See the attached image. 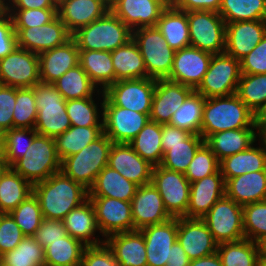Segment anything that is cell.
<instances>
[{"instance_id": "33", "label": "cell", "mask_w": 266, "mask_h": 266, "mask_svg": "<svg viewBox=\"0 0 266 266\" xmlns=\"http://www.w3.org/2000/svg\"><path fill=\"white\" fill-rule=\"evenodd\" d=\"M156 27L173 50L190 46L187 12L178 10L171 3L162 12Z\"/></svg>"}, {"instance_id": "5", "label": "cell", "mask_w": 266, "mask_h": 266, "mask_svg": "<svg viewBox=\"0 0 266 266\" xmlns=\"http://www.w3.org/2000/svg\"><path fill=\"white\" fill-rule=\"evenodd\" d=\"M37 119L34 130L38 135L55 138L71 127L66 112V100L53 84L39 82L33 86Z\"/></svg>"}, {"instance_id": "28", "label": "cell", "mask_w": 266, "mask_h": 266, "mask_svg": "<svg viewBox=\"0 0 266 266\" xmlns=\"http://www.w3.org/2000/svg\"><path fill=\"white\" fill-rule=\"evenodd\" d=\"M110 7L103 0H66L57 16L72 35L77 30L103 17Z\"/></svg>"}, {"instance_id": "6", "label": "cell", "mask_w": 266, "mask_h": 266, "mask_svg": "<svg viewBox=\"0 0 266 266\" xmlns=\"http://www.w3.org/2000/svg\"><path fill=\"white\" fill-rule=\"evenodd\" d=\"M11 168L32 185L61 171V160L52 137L37 135L23 157Z\"/></svg>"}, {"instance_id": "60", "label": "cell", "mask_w": 266, "mask_h": 266, "mask_svg": "<svg viewBox=\"0 0 266 266\" xmlns=\"http://www.w3.org/2000/svg\"><path fill=\"white\" fill-rule=\"evenodd\" d=\"M17 47V35L12 18L0 7V60Z\"/></svg>"}, {"instance_id": "24", "label": "cell", "mask_w": 266, "mask_h": 266, "mask_svg": "<svg viewBox=\"0 0 266 266\" xmlns=\"http://www.w3.org/2000/svg\"><path fill=\"white\" fill-rule=\"evenodd\" d=\"M146 244L147 266H165L170 250L177 241L178 218L139 230Z\"/></svg>"}, {"instance_id": "49", "label": "cell", "mask_w": 266, "mask_h": 266, "mask_svg": "<svg viewBox=\"0 0 266 266\" xmlns=\"http://www.w3.org/2000/svg\"><path fill=\"white\" fill-rule=\"evenodd\" d=\"M25 236L33 237L40 227L43 216L38 199L34 194L21 202L9 213Z\"/></svg>"}, {"instance_id": "56", "label": "cell", "mask_w": 266, "mask_h": 266, "mask_svg": "<svg viewBox=\"0 0 266 266\" xmlns=\"http://www.w3.org/2000/svg\"><path fill=\"white\" fill-rule=\"evenodd\" d=\"M81 266H119L113 252L102 243L86 246L82 255Z\"/></svg>"}, {"instance_id": "63", "label": "cell", "mask_w": 266, "mask_h": 266, "mask_svg": "<svg viewBox=\"0 0 266 266\" xmlns=\"http://www.w3.org/2000/svg\"><path fill=\"white\" fill-rule=\"evenodd\" d=\"M10 4L4 0L0 7L2 9H44V8H54L49 0H8ZM12 6V7H11ZM14 7V8H13Z\"/></svg>"}, {"instance_id": "62", "label": "cell", "mask_w": 266, "mask_h": 266, "mask_svg": "<svg viewBox=\"0 0 266 266\" xmlns=\"http://www.w3.org/2000/svg\"><path fill=\"white\" fill-rule=\"evenodd\" d=\"M191 133L184 129L172 126L170 124H162V145H176L183 144V141L186 140Z\"/></svg>"}, {"instance_id": "1", "label": "cell", "mask_w": 266, "mask_h": 266, "mask_svg": "<svg viewBox=\"0 0 266 266\" xmlns=\"http://www.w3.org/2000/svg\"><path fill=\"white\" fill-rule=\"evenodd\" d=\"M45 219L63 220L72 210L88 200L89 190L62 171L33 185Z\"/></svg>"}, {"instance_id": "47", "label": "cell", "mask_w": 266, "mask_h": 266, "mask_svg": "<svg viewBox=\"0 0 266 266\" xmlns=\"http://www.w3.org/2000/svg\"><path fill=\"white\" fill-rule=\"evenodd\" d=\"M236 95L256 115L266 103V73L241 74Z\"/></svg>"}, {"instance_id": "11", "label": "cell", "mask_w": 266, "mask_h": 266, "mask_svg": "<svg viewBox=\"0 0 266 266\" xmlns=\"http://www.w3.org/2000/svg\"><path fill=\"white\" fill-rule=\"evenodd\" d=\"M102 93V121L103 133H105L113 143H129L150 120L148 114L138 113L130 109L115 106Z\"/></svg>"}, {"instance_id": "46", "label": "cell", "mask_w": 266, "mask_h": 266, "mask_svg": "<svg viewBox=\"0 0 266 266\" xmlns=\"http://www.w3.org/2000/svg\"><path fill=\"white\" fill-rule=\"evenodd\" d=\"M6 266H45L44 248L34 237L25 236L12 250L0 257Z\"/></svg>"}, {"instance_id": "48", "label": "cell", "mask_w": 266, "mask_h": 266, "mask_svg": "<svg viewBox=\"0 0 266 266\" xmlns=\"http://www.w3.org/2000/svg\"><path fill=\"white\" fill-rule=\"evenodd\" d=\"M37 119L36 99L33 87L16 88L13 111V128L34 129Z\"/></svg>"}, {"instance_id": "21", "label": "cell", "mask_w": 266, "mask_h": 266, "mask_svg": "<svg viewBox=\"0 0 266 266\" xmlns=\"http://www.w3.org/2000/svg\"><path fill=\"white\" fill-rule=\"evenodd\" d=\"M108 166L138 186L152 181L154 166L137 154L129 143H113Z\"/></svg>"}, {"instance_id": "23", "label": "cell", "mask_w": 266, "mask_h": 266, "mask_svg": "<svg viewBox=\"0 0 266 266\" xmlns=\"http://www.w3.org/2000/svg\"><path fill=\"white\" fill-rule=\"evenodd\" d=\"M266 34V20L226 23L224 53L241 60Z\"/></svg>"}, {"instance_id": "15", "label": "cell", "mask_w": 266, "mask_h": 266, "mask_svg": "<svg viewBox=\"0 0 266 266\" xmlns=\"http://www.w3.org/2000/svg\"><path fill=\"white\" fill-rule=\"evenodd\" d=\"M91 201L99 233L105 238L111 234L135 231L131 202L110 197H88Z\"/></svg>"}, {"instance_id": "8", "label": "cell", "mask_w": 266, "mask_h": 266, "mask_svg": "<svg viewBox=\"0 0 266 266\" xmlns=\"http://www.w3.org/2000/svg\"><path fill=\"white\" fill-rule=\"evenodd\" d=\"M190 46L213 55L225 51L226 23L215 11H188Z\"/></svg>"}, {"instance_id": "44", "label": "cell", "mask_w": 266, "mask_h": 266, "mask_svg": "<svg viewBox=\"0 0 266 266\" xmlns=\"http://www.w3.org/2000/svg\"><path fill=\"white\" fill-rule=\"evenodd\" d=\"M53 85L66 101L93 97L97 88L80 64L68 70Z\"/></svg>"}, {"instance_id": "18", "label": "cell", "mask_w": 266, "mask_h": 266, "mask_svg": "<svg viewBox=\"0 0 266 266\" xmlns=\"http://www.w3.org/2000/svg\"><path fill=\"white\" fill-rule=\"evenodd\" d=\"M212 55L193 46L176 51L172 71L167 80L181 83L195 90L208 70Z\"/></svg>"}, {"instance_id": "51", "label": "cell", "mask_w": 266, "mask_h": 266, "mask_svg": "<svg viewBox=\"0 0 266 266\" xmlns=\"http://www.w3.org/2000/svg\"><path fill=\"white\" fill-rule=\"evenodd\" d=\"M245 238L257 243L266 236V200L243 206Z\"/></svg>"}, {"instance_id": "41", "label": "cell", "mask_w": 266, "mask_h": 266, "mask_svg": "<svg viewBox=\"0 0 266 266\" xmlns=\"http://www.w3.org/2000/svg\"><path fill=\"white\" fill-rule=\"evenodd\" d=\"M204 143L201 135L191 134L183 144L162 145L163 158L160 166L185 173L195 153Z\"/></svg>"}, {"instance_id": "30", "label": "cell", "mask_w": 266, "mask_h": 266, "mask_svg": "<svg viewBox=\"0 0 266 266\" xmlns=\"http://www.w3.org/2000/svg\"><path fill=\"white\" fill-rule=\"evenodd\" d=\"M225 180V195L239 205L266 200V170L245 173Z\"/></svg>"}, {"instance_id": "27", "label": "cell", "mask_w": 266, "mask_h": 266, "mask_svg": "<svg viewBox=\"0 0 266 266\" xmlns=\"http://www.w3.org/2000/svg\"><path fill=\"white\" fill-rule=\"evenodd\" d=\"M105 243L119 266H147L146 244L139 230L111 234Z\"/></svg>"}, {"instance_id": "9", "label": "cell", "mask_w": 266, "mask_h": 266, "mask_svg": "<svg viewBox=\"0 0 266 266\" xmlns=\"http://www.w3.org/2000/svg\"><path fill=\"white\" fill-rule=\"evenodd\" d=\"M241 74L239 60L225 53L212 55L208 70L195 91L204 98L236 94Z\"/></svg>"}, {"instance_id": "17", "label": "cell", "mask_w": 266, "mask_h": 266, "mask_svg": "<svg viewBox=\"0 0 266 266\" xmlns=\"http://www.w3.org/2000/svg\"><path fill=\"white\" fill-rule=\"evenodd\" d=\"M170 0H113L110 11L132 31L156 26Z\"/></svg>"}, {"instance_id": "4", "label": "cell", "mask_w": 266, "mask_h": 266, "mask_svg": "<svg viewBox=\"0 0 266 266\" xmlns=\"http://www.w3.org/2000/svg\"><path fill=\"white\" fill-rule=\"evenodd\" d=\"M112 140L103 133L78 153L61 161V171L86 189H90L100 171L108 165Z\"/></svg>"}, {"instance_id": "59", "label": "cell", "mask_w": 266, "mask_h": 266, "mask_svg": "<svg viewBox=\"0 0 266 266\" xmlns=\"http://www.w3.org/2000/svg\"><path fill=\"white\" fill-rule=\"evenodd\" d=\"M67 235L63 220L42 219L40 227L33 236L35 240L43 247L50 245L51 242L61 240Z\"/></svg>"}, {"instance_id": "13", "label": "cell", "mask_w": 266, "mask_h": 266, "mask_svg": "<svg viewBox=\"0 0 266 266\" xmlns=\"http://www.w3.org/2000/svg\"><path fill=\"white\" fill-rule=\"evenodd\" d=\"M155 85L156 80L149 77L120 80L110 85L104 94L115 106L150 116Z\"/></svg>"}, {"instance_id": "14", "label": "cell", "mask_w": 266, "mask_h": 266, "mask_svg": "<svg viewBox=\"0 0 266 266\" xmlns=\"http://www.w3.org/2000/svg\"><path fill=\"white\" fill-rule=\"evenodd\" d=\"M40 81L39 55L16 47L0 60V84L31 88Z\"/></svg>"}, {"instance_id": "31", "label": "cell", "mask_w": 266, "mask_h": 266, "mask_svg": "<svg viewBox=\"0 0 266 266\" xmlns=\"http://www.w3.org/2000/svg\"><path fill=\"white\" fill-rule=\"evenodd\" d=\"M67 234L82 241L86 246L99 245L105 242L95 236L98 230L95 211L91 201L88 199L79 207L72 209L63 219ZM98 239V240H97Z\"/></svg>"}, {"instance_id": "35", "label": "cell", "mask_w": 266, "mask_h": 266, "mask_svg": "<svg viewBox=\"0 0 266 266\" xmlns=\"http://www.w3.org/2000/svg\"><path fill=\"white\" fill-rule=\"evenodd\" d=\"M111 58L115 71V82L147 77L143 57L133 39L113 50Z\"/></svg>"}, {"instance_id": "50", "label": "cell", "mask_w": 266, "mask_h": 266, "mask_svg": "<svg viewBox=\"0 0 266 266\" xmlns=\"http://www.w3.org/2000/svg\"><path fill=\"white\" fill-rule=\"evenodd\" d=\"M98 111L93 97L66 101V112L69 116L71 126H103V121L99 120L100 116Z\"/></svg>"}, {"instance_id": "66", "label": "cell", "mask_w": 266, "mask_h": 266, "mask_svg": "<svg viewBox=\"0 0 266 266\" xmlns=\"http://www.w3.org/2000/svg\"><path fill=\"white\" fill-rule=\"evenodd\" d=\"M255 124L258 128V138L260 139V143L266 147V121H255Z\"/></svg>"}, {"instance_id": "73", "label": "cell", "mask_w": 266, "mask_h": 266, "mask_svg": "<svg viewBox=\"0 0 266 266\" xmlns=\"http://www.w3.org/2000/svg\"><path fill=\"white\" fill-rule=\"evenodd\" d=\"M103 1L110 7L113 0H103Z\"/></svg>"}, {"instance_id": "45", "label": "cell", "mask_w": 266, "mask_h": 266, "mask_svg": "<svg viewBox=\"0 0 266 266\" xmlns=\"http://www.w3.org/2000/svg\"><path fill=\"white\" fill-rule=\"evenodd\" d=\"M205 98L195 90L173 114L170 125L200 135Z\"/></svg>"}, {"instance_id": "39", "label": "cell", "mask_w": 266, "mask_h": 266, "mask_svg": "<svg viewBox=\"0 0 266 266\" xmlns=\"http://www.w3.org/2000/svg\"><path fill=\"white\" fill-rule=\"evenodd\" d=\"M162 124L149 120L129 142L133 150L151 165L159 166L163 158Z\"/></svg>"}, {"instance_id": "22", "label": "cell", "mask_w": 266, "mask_h": 266, "mask_svg": "<svg viewBox=\"0 0 266 266\" xmlns=\"http://www.w3.org/2000/svg\"><path fill=\"white\" fill-rule=\"evenodd\" d=\"M193 91L192 87L181 83L167 79L156 80L150 120L159 124H169L175 111Z\"/></svg>"}, {"instance_id": "2", "label": "cell", "mask_w": 266, "mask_h": 266, "mask_svg": "<svg viewBox=\"0 0 266 266\" xmlns=\"http://www.w3.org/2000/svg\"><path fill=\"white\" fill-rule=\"evenodd\" d=\"M255 114L236 95L205 98L200 135H209L231 129L250 128Z\"/></svg>"}, {"instance_id": "70", "label": "cell", "mask_w": 266, "mask_h": 266, "mask_svg": "<svg viewBox=\"0 0 266 266\" xmlns=\"http://www.w3.org/2000/svg\"><path fill=\"white\" fill-rule=\"evenodd\" d=\"M9 167L6 160H0V179Z\"/></svg>"}, {"instance_id": "32", "label": "cell", "mask_w": 266, "mask_h": 266, "mask_svg": "<svg viewBox=\"0 0 266 266\" xmlns=\"http://www.w3.org/2000/svg\"><path fill=\"white\" fill-rule=\"evenodd\" d=\"M137 188L138 185L107 165L97 175L88 197H110L131 202Z\"/></svg>"}, {"instance_id": "54", "label": "cell", "mask_w": 266, "mask_h": 266, "mask_svg": "<svg viewBox=\"0 0 266 266\" xmlns=\"http://www.w3.org/2000/svg\"><path fill=\"white\" fill-rule=\"evenodd\" d=\"M3 10L12 18L14 28L40 27L57 17L56 8Z\"/></svg>"}, {"instance_id": "36", "label": "cell", "mask_w": 266, "mask_h": 266, "mask_svg": "<svg viewBox=\"0 0 266 266\" xmlns=\"http://www.w3.org/2000/svg\"><path fill=\"white\" fill-rule=\"evenodd\" d=\"M79 64L89 76L91 82L105 91L115 83V71L111 52L96 50H79Z\"/></svg>"}, {"instance_id": "71", "label": "cell", "mask_w": 266, "mask_h": 266, "mask_svg": "<svg viewBox=\"0 0 266 266\" xmlns=\"http://www.w3.org/2000/svg\"><path fill=\"white\" fill-rule=\"evenodd\" d=\"M49 2L54 8L58 9L62 4L66 2V0H49Z\"/></svg>"}, {"instance_id": "65", "label": "cell", "mask_w": 266, "mask_h": 266, "mask_svg": "<svg viewBox=\"0 0 266 266\" xmlns=\"http://www.w3.org/2000/svg\"><path fill=\"white\" fill-rule=\"evenodd\" d=\"M189 266H223V265L218 253L215 252L205 257L190 260Z\"/></svg>"}, {"instance_id": "20", "label": "cell", "mask_w": 266, "mask_h": 266, "mask_svg": "<svg viewBox=\"0 0 266 266\" xmlns=\"http://www.w3.org/2000/svg\"><path fill=\"white\" fill-rule=\"evenodd\" d=\"M177 241L190 260L211 255L218 248L206 223L199 218H178Z\"/></svg>"}, {"instance_id": "53", "label": "cell", "mask_w": 266, "mask_h": 266, "mask_svg": "<svg viewBox=\"0 0 266 266\" xmlns=\"http://www.w3.org/2000/svg\"><path fill=\"white\" fill-rule=\"evenodd\" d=\"M219 170V161L211 149L204 143L195 153L188 165L185 177L190 183L210 176Z\"/></svg>"}, {"instance_id": "19", "label": "cell", "mask_w": 266, "mask_h": 266, "mask_svg": "<svg viewBox=\"0 0 266 266\" xmlns=\"http://www.w3.org/2000/svg\"><path fill=\"white\" fill-rule=\"evenodd\" d=\"M131 211L135 230L161 224L172 218L166 211L163 199L152 182L138 186L131 201Z\"/></svg>"}, {"instance_id": "42", "label": "cell", "mask_w": 266, "mask_h": 266, "mask_svg": "<svg viewBox=\"0 0 266 266\" xmlns=\"http://www.w3.org/2000/svg\"><path fill=\"white\" fill-rule=\"evenodd\" d=\"M217 253L223 266H259L258 245L247 238L220 243Z\"/></svg>"}, {"instance_id": "69", "label": "cell", "mask_w": 266, "mask_h": 266, "mask_svg": "<svg viewBox=\"0 0 266 266\" xmlns=\"http://www.w3.org/2000/svg\"><path fill=\"white\" fill-rule=\"evenodd\" d=\"M0 160H6L5 159V137L4 133L0 135Z\"/></svg>"}, {"instance_id": "40", "label": "cell", "mask_w": 266, "mask_h": 266, "mask_svg": "<svg viewBox=\"0 0 266 266\" xmlns=\"http://www.w3.org/2000/svg\"><path fill=\"white\" fill-rule=\"evenodd\" d=\"M86 245L70 235L44 248L45 266H81Z\"/></svg>"}, {"instance_id": "29", "label": "cell", "mask_w": 266, "mask_h": 266, "mask_svg": "<svg viewBox=\"0 0 266 266\" xmlns=\"http://www.w3.org/2000/svg\"><path fill=\"white\" fill-rule=\"evenodd\" d=\"M257 125L254 123L250 128L231 129L209 135L205 144L215 154L218 161L249 149L258 138ZM255 131V132H254Z\"/></svg>"}, {"instance_id": "10", "label": "cell", "mask_w": 266, "mask_h": 266, "mask_svg": "<svg viewBox=\"0 0 266 266\" xmlns=\"http://www.w3.org/2000/svg\"><path fill=\"white\" fill-rule=\"evenodd\" d=\"M201 219L218 244L245 238L243 206L226 195L221 197Z\"/></svg>"}, {"instance_id": "38", "label": "cell", "mask_w": 266, "mask_h": 266, "mask_svg": "<svg viewBox=\"0 0 266 266\" xmlns=\"http://www.w3.org/2000/svg\"><path fill=\"white\" fill-rule=\"evenodd\" d=\"M102 134L103 126H71L64 133L54 138L60 160L62 161L64 158L78 153Z\"/></svg>"}, {"instance_id": "34", "label": "cell", "mask_w": 266, "mask_h": 266, "mask_svg": "<svg viewBox=\"0 0 266 266\" xmlns=\"http://www.w3.org/2000/svg\"><path fill=\"white\" fill-rule=\"evenodd\" d=\"M219 170L224 179H230L245 173L266 170V147L253 145L242 152L219 161Z\"/></svg>"}, {"instance_id": "7", "label": "cell", "mask_w": 266, "mask_h": 266, "mask_svg": "<svg viewBox=\"0 0 266 266\" xmlns=\"http://www.w3.org/2000/svg\"><path fill=\"white\" fill-rule=\"evenodd\" d=\"M132 39L137 44L147 70V77L167 79L172 71L175 50L165 41L156 26L133 30Z\"/></svg>"}, {"instance_id": "57", "label": "cell", "mask_w": 266, "mask_h": 266, "mask_svg": "<svg viewBox=\"0 0 266 266\" xmlns=\"http://www.w3.org/2000/svg\"><path fill=\"white\" fill-rule=\"evenodd\" d=\"M242 74L266 73V34L254 49L240 60Z\"/></svg>"}, {"instance_id": "12", "label": "cell", "mask_w": 266, "mask_h": 266, "mask_svg": "<svg viewBox=\"0 0 266 266\" xmlns=\"http://www.w3.org/2000/svg\"><path fill=\"white\" fill-rule=\"evenodd\" d=\"M151 182L160 193L169 215L172 218H186L190 182L185 177V174L159 165L153 167Z\"/></svg>"}, {"instance_id": "16", "label": "cell", "mask_w": 266, "mask_h": 266, "mask_svg": "<svg viewBox=\"0 0 266 266\" xmlns=\"http://www.w3.org/2000/svg\"><path fill=\"white\" fill-rule=\"evenodd\" d=\"M14 30L17 35V47L38 55L62 46L72 37L58 16L40 27L14 28Z\"/></svg>"}, {"instance_id": "67", "label": "cell", "mask_w": 266, "mask_h": 266, "mask_svg": "<svg viewBox=\"0 0 266 266\" xmlns=\"http://www.w3.org/2000/svg\"><path fill=\"white\" fill-rule=\"evenodd\" d=\"M259 258H266V236L261 238L258 242Z\"/></svg>"}, {"instance_id": "55", "label": "cell", "mask_w": 266, "mask_h": 266, "mask_svg": "<svg viewBox=\"0 0 266 266\" xmlns=\"http://www.w3.org/2000/svg\"><path fill=\"white\" fill-rule=\"evenodd\" d=\"M25 237L20 227L9 213L0 217V257L12 251Z\"/></svg>"}, {"instance_id": "37", "label": "cell", "mask_w": 266, "mask_h": 266, "mask_svg": "<svg viewBox=\"0 0 266 266\" xmlns=\"http://www.w3.org/2000/svg\"><path fill=\"white\" fill-rule=\"evenodd\" d=\"M33 194V185L9 167L0 179V212L10 213Z\"/></svg>"}, {"instance_id": "25", "label": "cell", "mask_w": 266, "mask_h": 266, "mask_svg": "<svg viewBox=\"0 0 266 266\" xmlns=\"http://www.w3.org/2000/svg\"><path fill=\"white\" fill-rule=\"evenodd\" d=\"M225 195V180L216 173L190 183L189 205L186 218L201 219Z\"/></svg>"}, {"instance_id": "68", "label": "cell", "mask_w": 266, "mask_h": 266, "mask_svg": "<svg viewBox=\"0 0 266 266\" xmlns=\"http://www.w3.org/2000/svg\"><path fill=\"white\" fill-rule=\"evenodd\" d=\"M255 121H266V103L255 115Z\"/></svg>"}, {"instance_id": "3", "label": "cell", "mask_w": 266, "mask_h": 266, "mask_svg": "<svg viewBox=\"0 0 266 266\" xmlns=\"http://www.w3.org/2000/svg\"><path fill=\"white\" fill-rule=\"evenodd\" d=\"M133 31L110 10L72 34L79 50H96L112 52L128 43Z\"/></svg>"}, {"instance_id": "64", "label": "cell", "mask_w": 266, "mask_h": 266, "mask_svg": "<svg viewBox=\"0 0 266 266\" xmlns=\"http://www.w3.org/2000/svg\"><path fill=\"white\" fill-rule=\"evenodd\" d=\"M190 259L178 241L171 247L169 260L165 266H189Z\"/></svg>"}, {"instance_id": "52", "label": "cell", "mask_w": 266, "mask_h": 266, "mask_svg": "<svg viewBox=\"0 0 266 266\" xmlns=\"http://www.w3.org/2000/svg\"><path fill=\"white\" fill-rule=\"evenodd\" d=\"M37 135L34 129L26 128H12L4 133L5 159L10 167L24 156Z\"/></svg>"}, {"instance_id": "61", "label": "cell", "mask_w": 266, "mask_h": 266, "mask_svg": "<svg viewBox=\"0 0 266 266\" xmlns=\"http://www.w3.org/2000/svg\"><path fill=\"white\" fill-rule=\"evenodd\" d=\"M222 0H170V3L181 11H215L218 12Z\"/></svg>"}, {"instance_id": "58", "label": "cell", "mask_w": 266, "mask_h": 266, "mask_svg": "<svg viewBox=\"0 0 266 266\" xmlns=\"http://www.w3.org/2000/svg\"><path fill=\"white\" fill-rule=\"evenodd\" d=\"M16 103V88L0 84V132L13 128V111Z\"/></svg>"}, {"instance_id": "43", "label": "cell", "mask_w": 266, "mask_h": 266, "mask_svg": "<svg viewBox=\"0 0 266 266\" xmlns=\"http://www.w3.org/2000/svg\"><path fill=\"white\" fill-rule=\"evenodd\" d=\"M218 14L225 23L266 20V0H222Z\"/></svg>"}, {"instance_id": "26", "label": "cell", "mask_w": 266, "mask_h": 266, "mask_svg": "<svg viewBox=\"0 0 266 266\" xmlns=\"http://www.w3.org/2000/svg\"><path fill=\"white\" fill-rule=\"evenodd\" d=\"M79 64V49L71 38L65 44L39 54L40 81L53 84Z\"/></svg>"}, {"instance_id": "72", "label": "cell", "mask_w": 266, "mask_h": 266, "mask_svg": "<svg viewBox=\"0 0 266 266\" xmlns=\"http://www.w3.org/2000/svg\"><path fill=\"white\" fill-rule=\"evenodd\" d=\"M259 266H266V258H259Z\"/></svg>"}]
</instances>
